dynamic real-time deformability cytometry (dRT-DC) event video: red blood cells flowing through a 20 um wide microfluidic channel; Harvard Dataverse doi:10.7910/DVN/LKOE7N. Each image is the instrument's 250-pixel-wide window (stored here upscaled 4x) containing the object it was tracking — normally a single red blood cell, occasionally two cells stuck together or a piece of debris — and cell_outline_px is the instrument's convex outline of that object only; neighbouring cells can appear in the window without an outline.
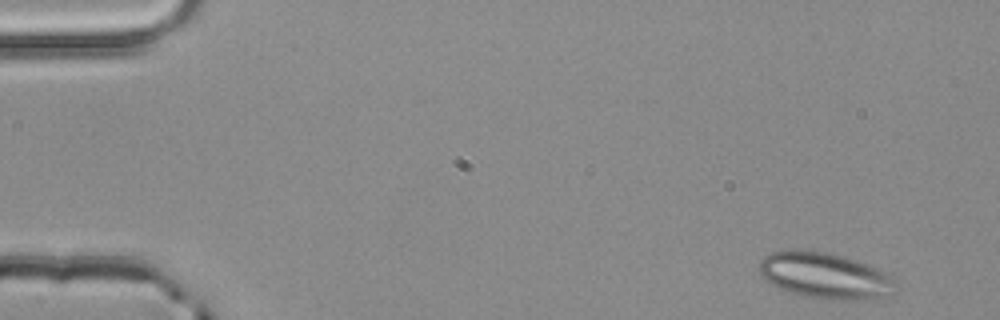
{"species": "common noctule bat (a hibernating species)", "species_latin": "Nyctalus noctula", "temperature_condition": "room temperature", "stored_images_in_passage": 5, "segment_of_instrument_passage": [2, 2], "camera_frame_rate_fps": 3000, "um_per_image_px": 0.085, "animal": {"sex": "male", "body_mass_g": 20.4}, "frame": {"image": 1, "passage_image": 5, "time_ms": 1.333, "image_size_px": [1000, 320], "cell_outline_px": [[900, 288], [892, 292], [868, 300], [832, 300], [804, 296], [780, 288], [772, 284], [760, 276], [760, 260], [764, 256], [772, 252], [824, 252], [840, 256], [876, 268], [896, 276], [900, 280]], "centroid_in_image_um": [70.23, 23.48], "position_along_channel_um": 14.8, "area_um2": 36.18}}